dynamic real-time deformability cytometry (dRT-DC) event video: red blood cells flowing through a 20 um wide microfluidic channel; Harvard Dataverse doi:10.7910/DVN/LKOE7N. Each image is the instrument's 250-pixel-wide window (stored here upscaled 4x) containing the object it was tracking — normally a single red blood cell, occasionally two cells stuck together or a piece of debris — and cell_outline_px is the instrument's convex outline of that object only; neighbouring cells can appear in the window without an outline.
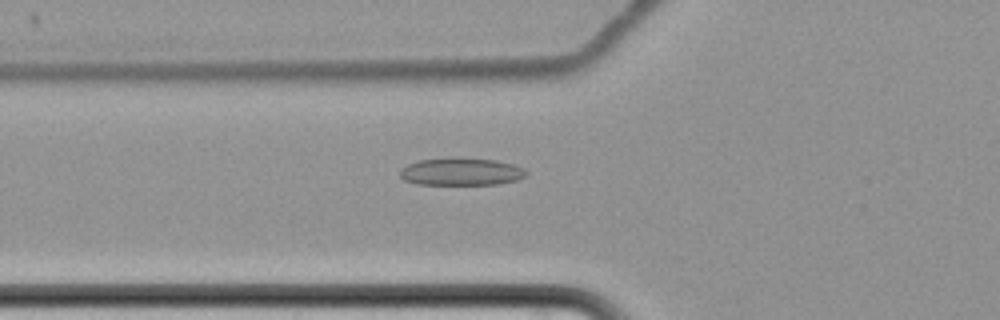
{"species": "common noctule bat (a hibernating species)", "species_latin": "Nyctalus noctula", "temperature_condition": "cold", "stored_images_in_passage": 3, "camera_frame_rate_fps": 3000, "um_per_image_px": 0.085, "animal": {"sex": "female", "body_mass_g": 22.7, "forearm_length_mm": 54.2}, "frame": {"image": 1, "passage_image": 3, "time_ms": 2.333, "image_size_px": [1000, 320], "cell_outline_px": [[528, 172], [524, 176], [516, 180], [496, 184], [416, 184], [404, 180], [400, 176], [400, 172], [408, 164], [420, 160], [452, 156], [460, 156], [496, 160], [512, 164], [524, 168]], "centroid_in_image_um": [39.2, 14.56], "position_along_channel_um": 86.6, "area_um2": 20.46}}